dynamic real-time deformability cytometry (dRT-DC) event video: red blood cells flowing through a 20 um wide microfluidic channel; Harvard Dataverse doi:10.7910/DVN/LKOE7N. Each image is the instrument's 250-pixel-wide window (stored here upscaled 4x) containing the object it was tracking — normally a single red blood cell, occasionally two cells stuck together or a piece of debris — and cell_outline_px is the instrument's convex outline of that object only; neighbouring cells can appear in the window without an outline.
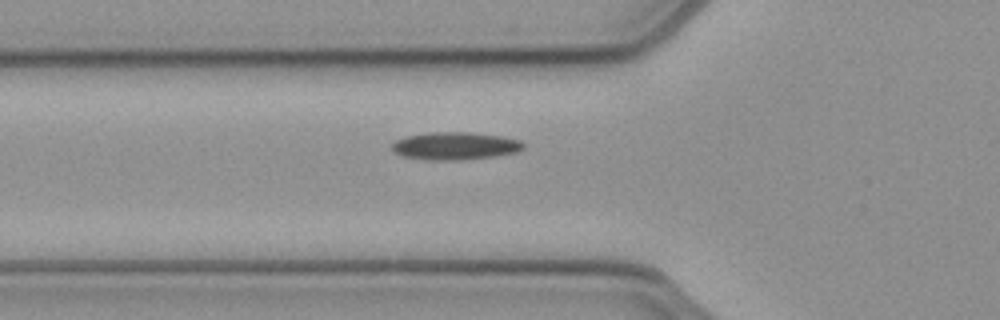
{"species": "common noctule bat (a hibernating species)", "species_latin": "Nyctalus noctula", "temperature_condition": "cold", "stored_images_in_passage": 33, "camera_frame_rate_fps": 3000, "um_per_image_px": 0.085, "animal": {"sex": "female", "body_mass_g": 21.9}, "frame": {"image": 1, "passage_image": 4, "time_ms": 1.0, "image_size_px": [1000, 320], "cell_outline_px": [[524, 148], [516, 152], [496, 156], [460, 160], [432, 160], [404, 156], [392, 152], [392, 144], [396, 140], [404, 136], [432, 132], [468, 132], [500, 136], [520, 140], [524, 144]], "centroid_in_image_um": [38.67, 12.4], "position_along_channel_um": 87.1, "area_um2": 21.15}}
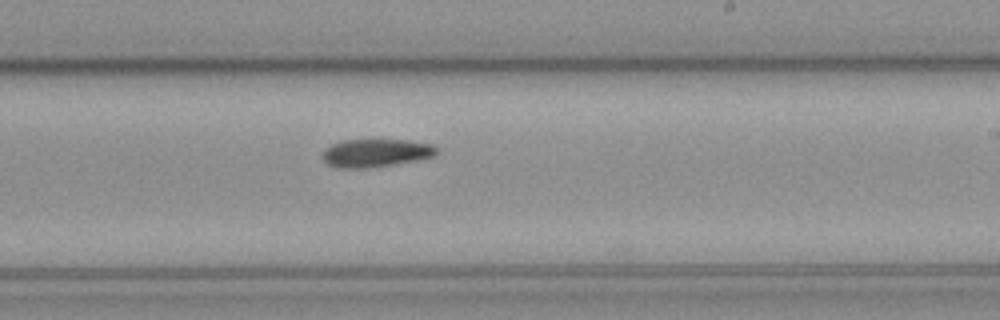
{"frame": {"image": 2, "passage_image": 17, "time_ms": 5.333, "image_size_px": [1000, 320], "cell_outline_px": [[436, 156], [416, 160], [368, 168], [332, 168], [320, 156], [332, 144], [344, 140], [408, 140], [432, 144], [436, 148]], "centroid_in_image_um": [31.92, 13.01], "position_along_channel_um": 257.1, "area_um2": 18.55}}
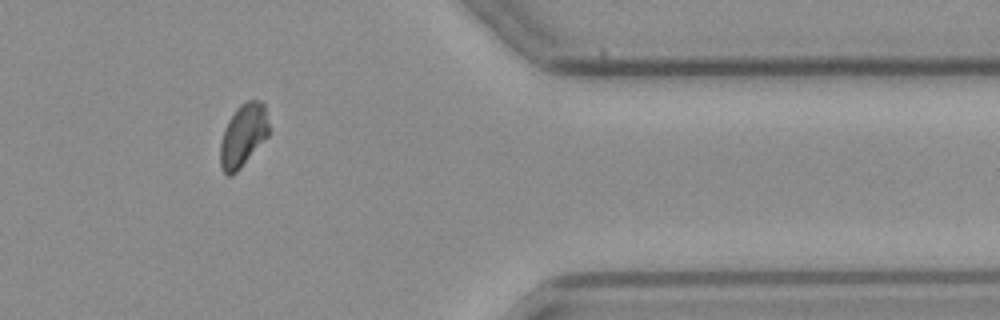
{"frame": {"image": 3, "passage_image": 29, "time_ms": 9.333, "image_size_px": [1000, 320], "cell_outline_px": [[268, 136], [240, 168], [232, 176], [228, 176], [224, 172], [220, 164], [220, 144], [224, 128], [228, 120], [236, 108], [244, 100], [260, 100], [264, 104], [268, 124]], "centroid_in_image_um": [20.65, 11.49], "position_along_channel_um": 390.8, "area_um2": 17.74}, "authors_computed_cell_mechanics": {"area_um2": 18.9584, "velocity_mm_per_s": 3.9047, "shape_relaxation_time_tau1_ms": null, "shape_relaxation_time_tau2_ms": 9.17, "deformation_change_tau1": null, "deformation_change_tau2": 0.1725}}